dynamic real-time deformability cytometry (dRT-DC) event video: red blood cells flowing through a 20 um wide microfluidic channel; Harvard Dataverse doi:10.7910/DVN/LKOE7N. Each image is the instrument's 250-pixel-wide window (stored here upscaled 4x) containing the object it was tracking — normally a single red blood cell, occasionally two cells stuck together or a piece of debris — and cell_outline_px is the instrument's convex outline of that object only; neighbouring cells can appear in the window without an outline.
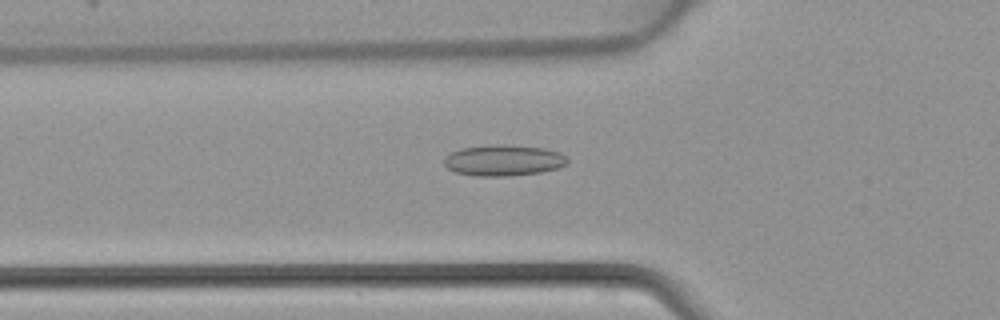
{"species": "common noctule bat (a hibernating species)", "species_latin": "Nyctalus noctula", "temperature_condition": "warm", "stored_images_in_passage": 42, "camera_frame_rate_fps": 3000, "um_per_image_px": 0.085, "animal": {"sex": "female", "body_mass_g": 22.7, "forearm_length_mm": 54.2}, "frame": {"image": 1, "passage_image": 13, "time_ms": 4.0, "image_size_px": [1000, 320], "cell_outline_px": [[568, 164], [560, 168], [540, 172], [512, 176], [472, 176], [456, 172], [448, 168], [444, 164], [444, 156], [460, 148], [496, 144], [504, 144], [544, 148], [560, 152], [568, 160]], "centroid_in_image_um": [42.8, 13.63], "position_along_channel_um": 83.0, "area_um2": 22.54}}
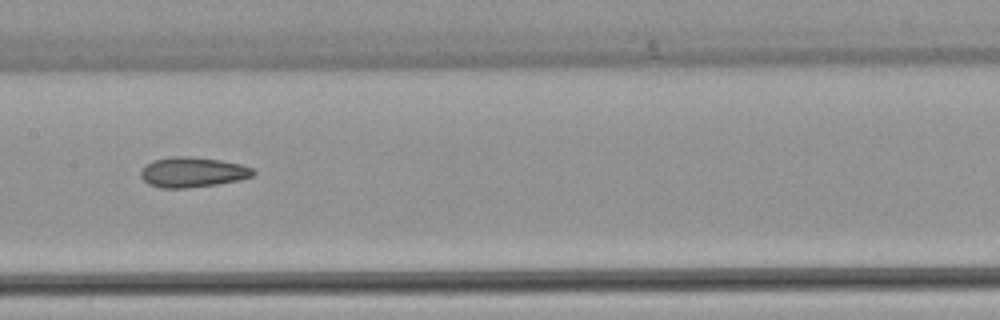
{"frame": {"image": 2, "passage_image": 20, "time_ms": 6.333, "image_size_px": [1000, 320], "cell_outline_px": [[256, 172], [252, 176], [240, 180], [216, 184], [188, 188], [160, 188], [148, 184], [140, 176], [140, 172], [152, 160], [172, 156], [188, 156], [220, 160], [240, 164], [252, 168]], "centroid_in_image_um": [16.36, 14.64], "position_along_channel_um": 191.0, "area_um2": 19.71}}
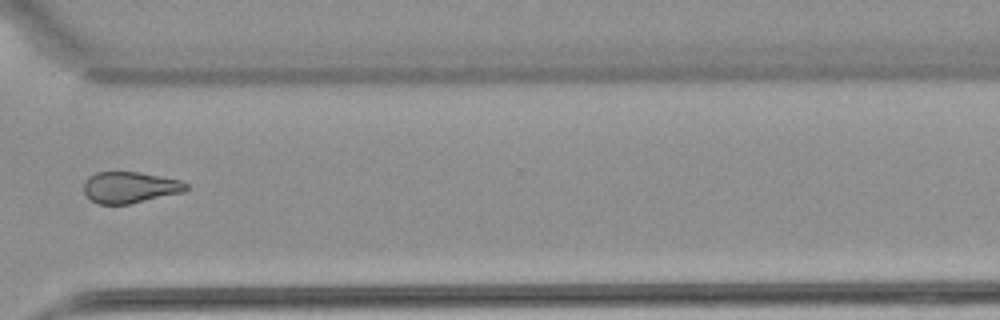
{"frame": {"image": 3, "passage_image": 31, "time_ms": 10.0, "image_size_px": [1000, 320], "cell_outline_px": [[188, 188], [184, 192], [128, 204], [96, 204], [84, 192], [84, 180], [88, 176], [96, 172], [140, 172], [180, 180], [188, 184]], "centroid_in_image_um": [11.03, 15.92], "position_along_channel_um": 359.6, "area_um2": 18.67}}